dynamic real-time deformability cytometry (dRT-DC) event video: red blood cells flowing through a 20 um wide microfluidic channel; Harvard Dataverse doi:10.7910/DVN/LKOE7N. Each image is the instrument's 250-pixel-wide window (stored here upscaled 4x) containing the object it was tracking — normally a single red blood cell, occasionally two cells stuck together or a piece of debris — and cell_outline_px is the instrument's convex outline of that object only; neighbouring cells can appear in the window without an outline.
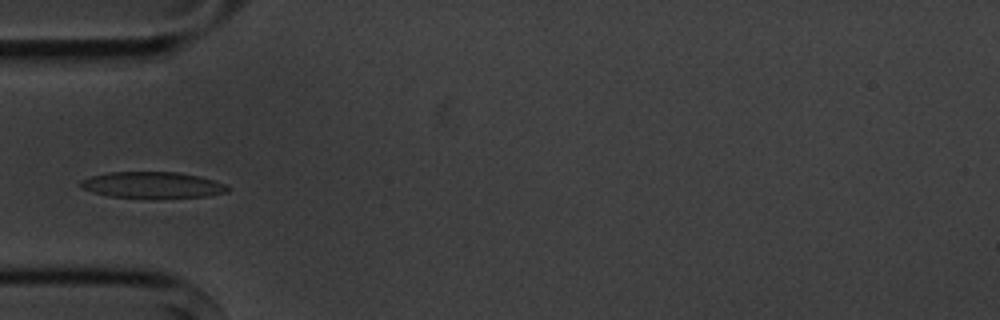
{"species": "common noctule bat (a hibernating species)", "species_latin": "Nyctalus noctula", "temperature_condition": "cold", "stored_images_in_passage": 4, "camera_frame_rate_fps": 3000, "um_per_image_px": 0.085, "animal": {"sex": "male", "body_mass_g": 20.1, "forearm_length_mm": 53.5}, "frame": {"image": 1, "passage_image": 4, "time_ms": 3.333, "image_size_px": [1000, 320], "cell_outline_px": [[232, 188], [228, 192], [208, 196], [152, 200], [108, 196], [92, 192], [80, 188], [76, 184], [80, 180], [92, 176], [108, 172], [176, 172], [200, 176], [224, 184]], "centroid_in_image_um": [12.93, 15.76], "position_along_channel_um": 72.1, "area_um2": 23.41}}